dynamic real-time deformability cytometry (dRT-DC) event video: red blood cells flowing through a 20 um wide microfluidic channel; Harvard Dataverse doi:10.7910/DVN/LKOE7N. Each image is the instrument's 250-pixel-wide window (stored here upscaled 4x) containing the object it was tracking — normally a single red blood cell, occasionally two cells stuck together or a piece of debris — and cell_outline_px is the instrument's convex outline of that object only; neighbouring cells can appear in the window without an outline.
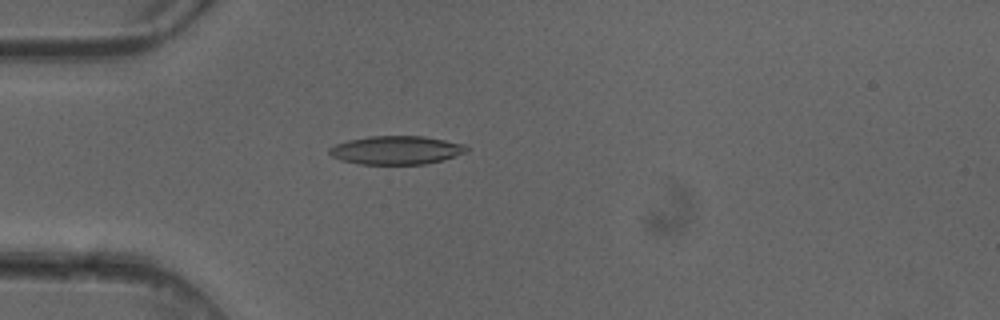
{"species": "common noctule bat (a hibernating species)", "species_latin": "Nyctalus noctula", "temperature_condition": "cold", "stored_images_in_passage": 4, "camera_frame_rate_fps": 3000, "um_per_image_px": 0.085, "animal": {"sex": "female"}, "frame": {"image": 1, "passage_image": 4, "time_ms": 1.0, "image_size_px": [1000, 320], "cell_outline_px": [[468, 152], [444, 160], [424, 164], [360, 164], [340, 160], [332, 156], [328, 152], [328, 148], [336, 144], [348, 140], [368, 136], [424, 136], [468, 144]], "centroid_in_image_um": [33.73, 12.76], "position_along_channel_um": 51.3, "area_um2": 23.06}}